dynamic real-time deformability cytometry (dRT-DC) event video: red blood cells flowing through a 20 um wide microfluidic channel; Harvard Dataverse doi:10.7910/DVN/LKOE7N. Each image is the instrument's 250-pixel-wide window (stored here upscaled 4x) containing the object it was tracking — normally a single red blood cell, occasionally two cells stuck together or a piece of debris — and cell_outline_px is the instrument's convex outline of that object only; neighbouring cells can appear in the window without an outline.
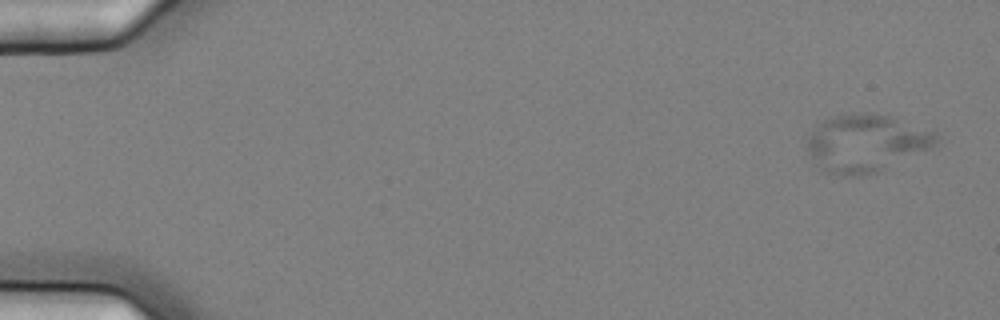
{"species": "common noctule bat (a hibernating species)", "species_latin": "Nyctalus noctula", "temperature_condition": "cold", "stored_images_in_passage": 5, "camera_frame_rate_fps": 3000, "um_per_image_px": 0.085, "animal": {"sex": "female", "body_mass_g": 25.1}, "frame": {"image": 1, "passage_image": 1, "time_ms": 0.0, "image_size_px": [1000, 320], "cell_outline_px": [[940, 140], [932, 148], [876, 172], [860, 176], [840, 176], [824, 172], [820, 168], [808, 152], [808, 136], [812, 128], [816, 124], [824, 120], [836, 116], [864, 112], [868, 112], [888, 116], [932, 128], [936, 132]], "centroid_in_image_um": [73.65, 12.16], "position_along_channel_um": 11.4, "area_um2": 43.52}}
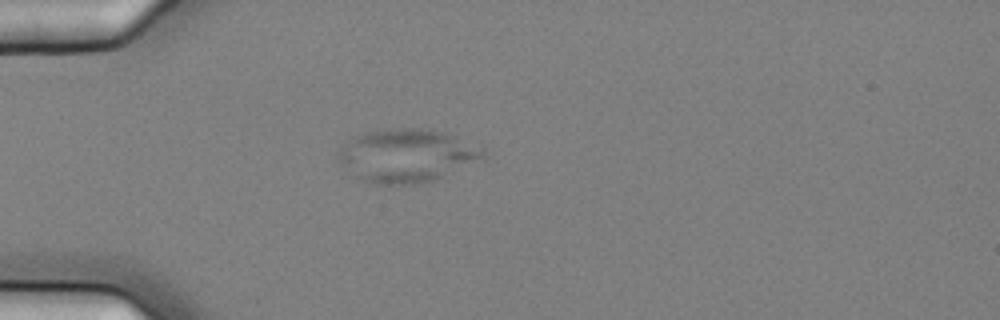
{"frame": {"image": 2, "passage_image": 5, "time_ms": 1.333, "image_size_px": [1000, 320], "cell_outline_px": [[484, 152], [480, 156], [432, 180], [412, 184], [376, 184], [352, 176], [340, 160], [340, 152], [344, 144], [348, 140], [364, 132], [400, 128], [420, 128], [448, 132], [484, 148]], "centroid_in_image_um": [34.5, 13.19], "position_along_channel_um": 50.5, "area_um2": 43.52}}